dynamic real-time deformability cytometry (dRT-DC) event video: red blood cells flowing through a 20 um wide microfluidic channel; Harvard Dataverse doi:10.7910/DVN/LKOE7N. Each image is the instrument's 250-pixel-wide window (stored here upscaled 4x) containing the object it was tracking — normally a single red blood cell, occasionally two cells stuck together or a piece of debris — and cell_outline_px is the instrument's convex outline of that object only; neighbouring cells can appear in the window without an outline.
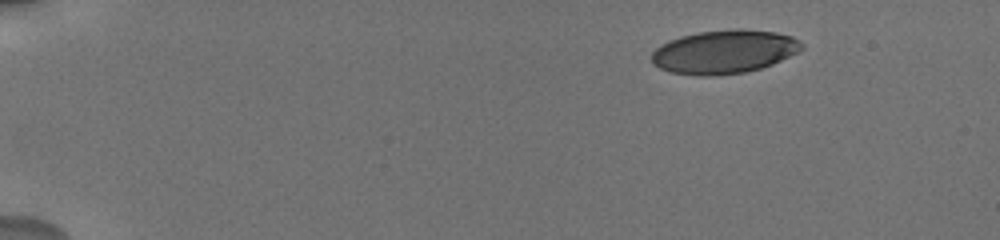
{"species": "human", "species_latin": "Homo sapiens", "temperature_condition": "cold", "stored_images_in_passage": 24, "camera_frame_rate_fps": 3000, "um_per_image_px": 0.085, "donor": {"sex": "male"}, "frame": {"image": 1, "passage_image": 1, "time_ms": 0.0, "image_size_px": [1000, 240], "cell_outline_px": [[804, 48], [772, 64], [760, 68], [744, 72], [712, 76], [700, 76], [672, 72], [660, 68], [652, 64], [652, 52], [660, 44], [668, 40], [680, 36], [700, 32], [736, 28], [776, 32], [792, 36], [800, 40], [804, 44]], "centroid_in_image_um": [61.54, 4.39], "position_along_channel_um": 23.5, "area_um2": 38.09}}
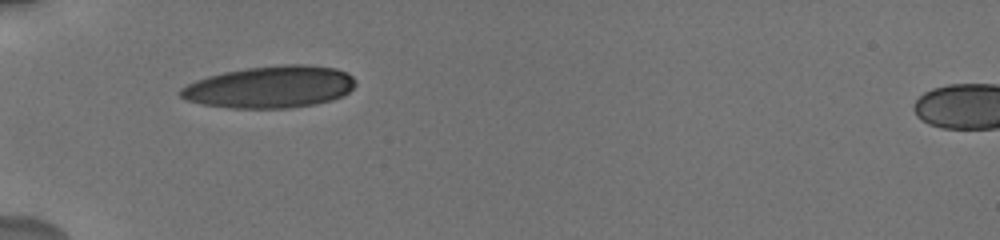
{"frame": {"image": 2, "passage_image": 23, "time_ms": 4.0, "image_size_px": [1000, 240], "cell_outline_px": [[356, 84], [344, 96], [332, 100], [316, 104], [288, 108], [232, 108], [200, 104], [188, 100], [180, 96], [180, 88], [196, 80], [208, 76], [224, 72], [248, 68], [284, 64], [308, 64], [336, 68], [348, 72], [356, 80]], "centroid_in_image_um": [23.01, 7.39], "position_along_channel_um": 62.0, "area_um2": 43.0}}